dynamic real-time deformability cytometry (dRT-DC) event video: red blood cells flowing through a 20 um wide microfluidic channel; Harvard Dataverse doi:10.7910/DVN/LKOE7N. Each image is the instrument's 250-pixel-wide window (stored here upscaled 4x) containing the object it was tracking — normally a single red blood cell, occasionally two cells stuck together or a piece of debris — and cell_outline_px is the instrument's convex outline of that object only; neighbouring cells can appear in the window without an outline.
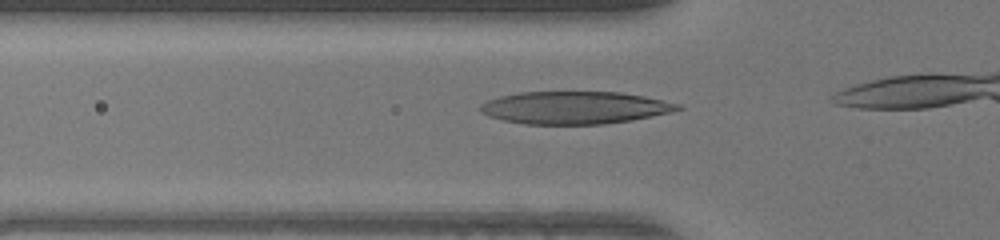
{"species": "human", "species_latin": "Homo sapiens", "temperature_condition": "warm", "stored_images_in_passage": 13, "camera_frame_rate_fps": 3000, "um_per_image_px": 0.085, "donor": {"sex": "female"}, "frame": {"image": 1, "passage_image": 8, "time_ms": 2.333, "image_size_px": [1000, 240], "cell_outline_px": [[684, 108], [672, 112], [632, 120], [604, 124], [524, 124], [504, 120], [488, 116], [480, 112], [480, 104], [488, 100], [500, 96], [520, 92], [620, 92], [644, 96], [664, 100], [680, 104]], "centroid_in_image_um": [48.86, 9.15], "position_along_channel_um": 76.9, "area_um2": 37.51}}
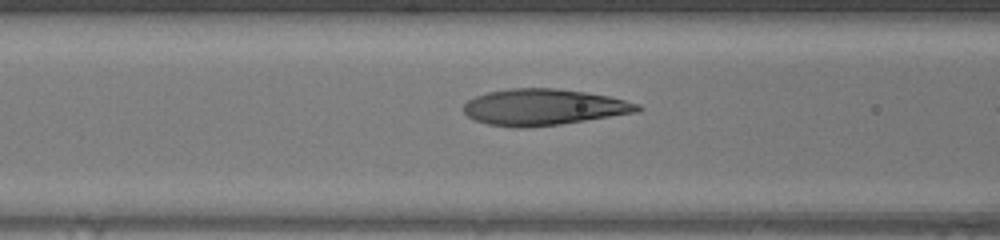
{"frame": {"image": 2, "passage_image": 11, "time_ms": 3.333, "image_size_px": [1000, 240], "cell_outline_px": [[644, 108], [640, 112], [560, 124], [524, 128], [512, 128], [488, 124], [476, 120], [468, 116], [464, 112], [464, 104], [468, 100], [476, 96], [488, 92], [508, 88], [556, 88], [584, 92], [608, 96], [640, 104]], "centroid_in_image_um": [46.23, 9.11], "position_along_channel_um": 120.4, "area_um2": 36.82}}